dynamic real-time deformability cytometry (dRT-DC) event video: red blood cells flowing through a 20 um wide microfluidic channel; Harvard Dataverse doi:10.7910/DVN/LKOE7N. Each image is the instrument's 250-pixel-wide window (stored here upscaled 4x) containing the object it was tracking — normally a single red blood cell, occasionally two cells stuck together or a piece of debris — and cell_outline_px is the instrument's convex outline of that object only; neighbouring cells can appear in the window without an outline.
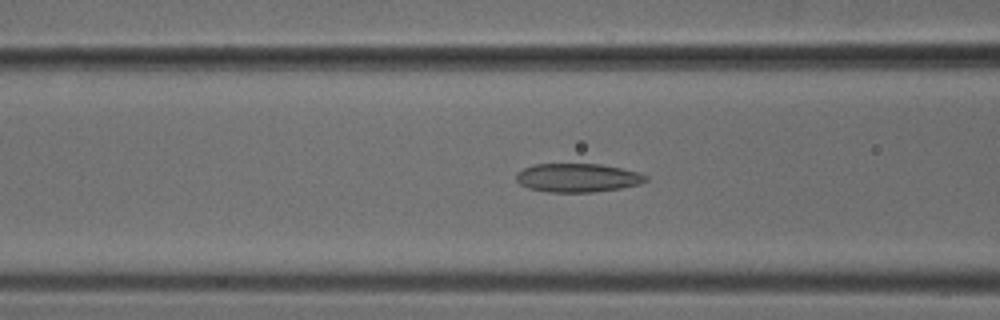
{"species": "common noctule bat (a hibernating species)", "species_latin": "Nyctalus noctula", "temperature_condition": "cold", "stored_images_in_passage": 41, "camera_frame_rate_fps": 3000, "um_per_image_px": 0.085, "animal": {"sex": "male", "body_mass_g": 18.8}, "frame": {"image": 1, "passage_image": 10, "time_ms": 3.0, "image_size_px": [1000, 320], "cell_outline_px": [[648, 180], [640, 184], [620, 188], [592, 192], [548, 192], [528, 188], [520, 184], [516, 180], [516, 172], [532, 164], [600, 164], [620, 168], [636, 172], [648, 176]], "centroid_in_image_um": [49.06, 15.11], "position_along_channel_um": 117.5, "area_um2": 21.62}}
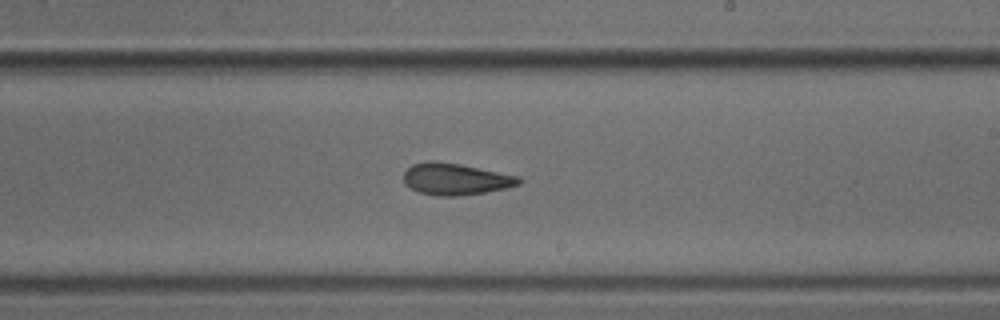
{"frame": {"image": 2, "passage_image": 20, "time_ms": 6.333, "image_size_px": [1000, 320], "cell_outline_px": [[524, 180], [520, 184], [508, 188], [460, 196], [436, 196], [420, 192], [404, 184], [404, 172], [412, 164], [428, 160], [432, 160], [460, 164], [520, 176]], "centroid_in_image_um": [38.75, 15.22], "position_along_channel_um": 250.3, "area_um2": 21.44}}
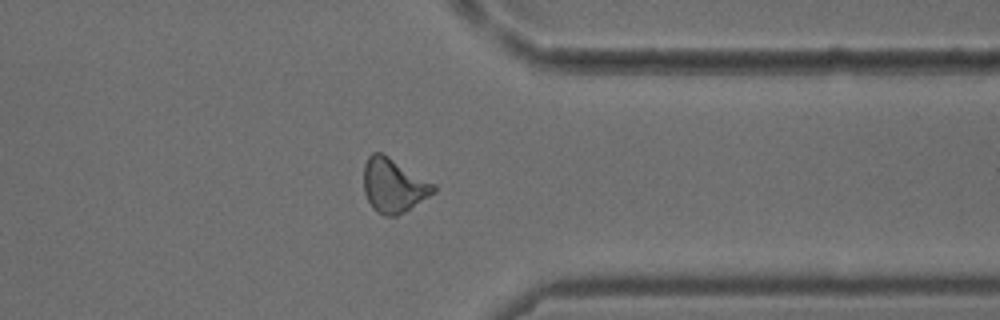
{"frame": {"image": 3, "passage_image": 30, "time_ms": 9.667, "image_size_px": [1000, 320], "cell_outline_px": [[436, 192], [404, 212], [396, 216], [384, 216], [376, 212], [372, 208], [364, 192], [364, 164], [368, 156], [372, 152], [380, 152], [388, 156], [436, 184]], "centroid_in_image_um": [33.45, 15.77], "position_along_channel_um": 377.9, "area_um2": 22.08}}